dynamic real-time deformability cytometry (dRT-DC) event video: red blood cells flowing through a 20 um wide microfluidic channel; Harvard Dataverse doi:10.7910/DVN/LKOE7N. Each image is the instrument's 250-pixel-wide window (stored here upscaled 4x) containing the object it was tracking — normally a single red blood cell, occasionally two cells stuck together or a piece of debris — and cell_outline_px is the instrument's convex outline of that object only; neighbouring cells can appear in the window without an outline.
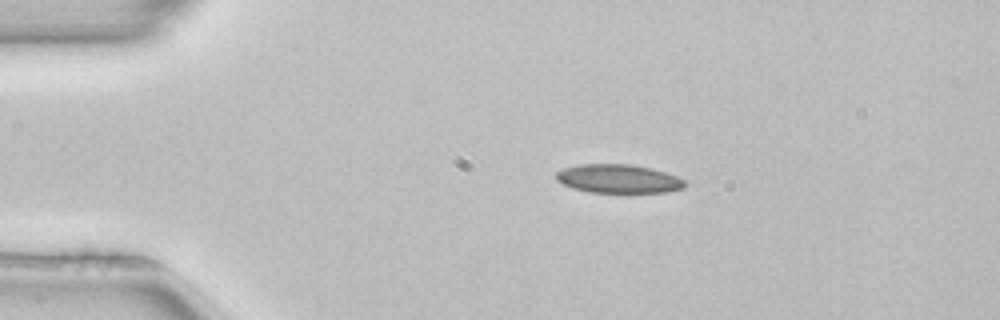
{"species": "common noctule bat (a hibernating species)", "species_latin": "Nyctalus noctula", "temperature_condition": "room temperature", "stored_images_in_passage": 2, "camera_frame_rate_fps": 3000, "um_per_image_px": 0.085, "animal": {"sex": "female", "body_mass_g": 22.7, "forearm_length_mm": 54.2}, "frame": {"image": 1, "passage_image": 1, "time_ms": 0.0, "image_size_px": [1000, 320], "cell_outline_px": [[684, 188], [664, 192], [588, 192], [572, 188], [556, 180], [556, 172], [564, 168], [580, 164], [632, 164], [664, 172], [676, 176], [684, 180]], "centroid_in_image_um": [52.52, 15.19], "position_along_channel_um": 32.5, "area_um2": 21.27}}